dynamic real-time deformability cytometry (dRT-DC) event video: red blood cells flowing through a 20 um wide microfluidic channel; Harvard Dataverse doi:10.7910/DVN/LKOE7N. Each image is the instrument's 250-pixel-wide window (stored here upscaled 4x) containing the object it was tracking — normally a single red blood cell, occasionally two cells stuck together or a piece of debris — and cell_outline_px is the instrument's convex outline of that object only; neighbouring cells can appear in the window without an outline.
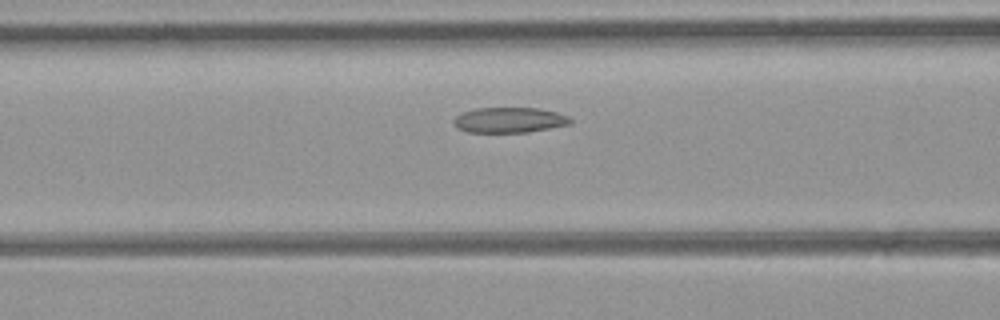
{"species": "common noctule bat (a hibernating species)", "species_latin": "Nyctalus noctula", "temperature_condition": "room temperature", "stored_images_in_passage": 30, "camera_frame_rate_fps": 3000, "um_per_image_px": 0.085, "animal": {"sex": "female", "body_mass_g": 21.9}, "frame": {"image": 1, "passage_image": 14, "time_ms": 4.333, "image_size_px": [1000, 320], "cell_outline_px": [[572, 124], [528, 132], [468, 132], [456, 128], [452, 120], [456, 116], [464, 112], [476, 108], [536, 108], [556, 112], [568, 116], [572, 120]], "centroid_in_image_um": [43.29, 10.21], "position_along_channel_um": 123.3, "area_um2": 17.22}}
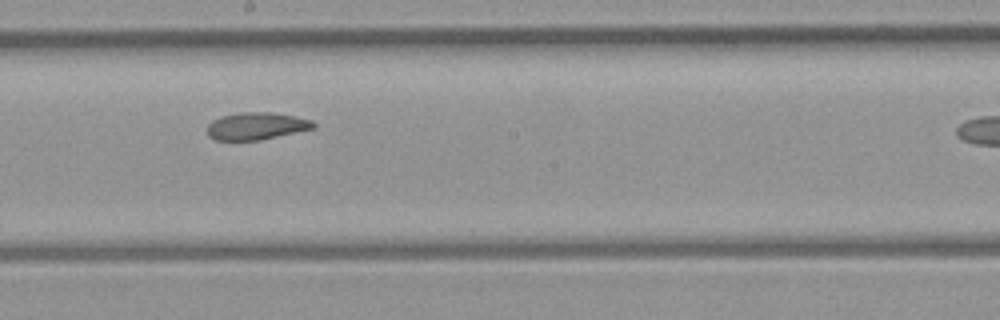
{"frame": {"image": 2, "passage_image": 21, "time_ms": 6.667, "image_size_px": [1000, 320], "cell_outline_px": [[316, 128], [260, 140], [216, 140], [208, 136], [208, 124], [212, 120], [220, 116], [240, 112], [272, 112], [296, 116], [312, 120], [316, 124]], "centroid_in_image_um": [21.81, 10.7], "position_along_channel_um": 226.4, "area_um2": 17.05}}
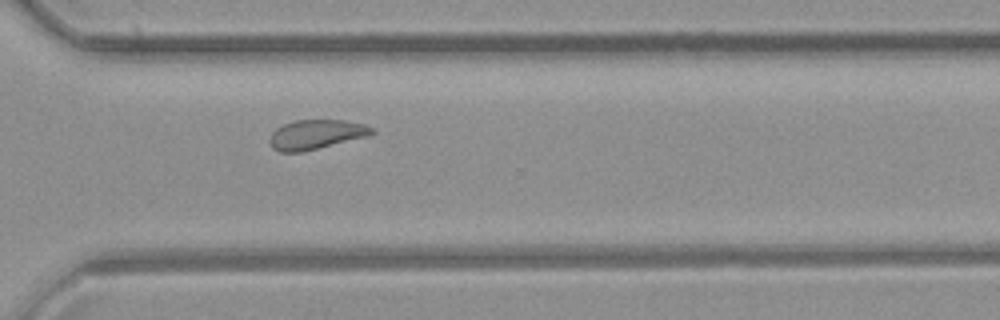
{"frame": {"image": 3, "passage_image": 29, "time_ms": 9.333, "image_size_px": [1000, 320], "cell_outline_px": [[376, 132], [368, 136], [300, 152], [280, 152], [272, 148], [268, 140], [272, 132], [276, 128], [284, 124], [296, 120], [344, 120], [364, 124], [372, 128]], "centroid_in_image_um": [26.84, 11.42], "position_along_channel_um": 343.8, "area_um2": 17.46}}